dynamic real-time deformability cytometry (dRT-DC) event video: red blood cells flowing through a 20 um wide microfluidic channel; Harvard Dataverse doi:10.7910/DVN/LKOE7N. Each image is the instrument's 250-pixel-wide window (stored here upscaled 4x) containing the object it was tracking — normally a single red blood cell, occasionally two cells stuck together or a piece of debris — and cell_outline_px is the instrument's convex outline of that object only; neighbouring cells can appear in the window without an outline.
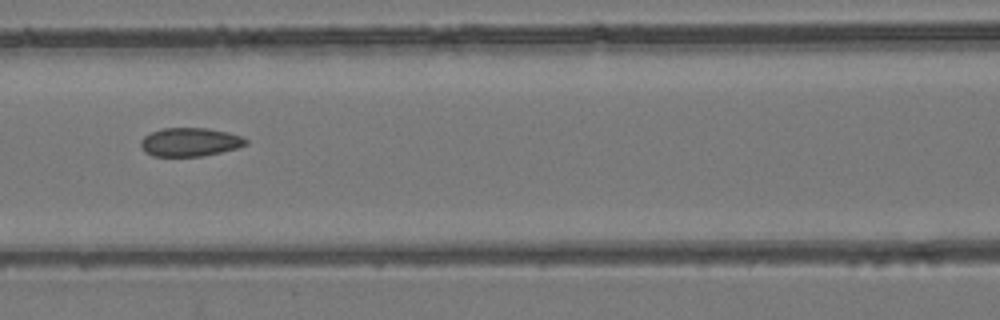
{"species": "common noctule bat (a hibernating species)", "species_latin": "Nyctalus noctula", "temperature_condition": "room temperature", "stored_images_in_passage": 7, "camera_frame_rate_fps": 3000, "um_per_image_px": 0.085, "animal": {"sex": "female", "body_mass_g": 24.6, "forearm_length_mm": 56.2}, "frame": {"image": 1, "passage_image": 7, "time_ms": 7.667, "image_size_px": [1000, 320], "cell_outline_px": [[248, 144], [236, 148], [204, 156], [152, 156], [144, 152], [140, 144], [140, 140], [144, 136], [152, 132], [164, 128], [204, 128], [228, 132], [240, 136], [248, 140]], "centroid_in_image_um": [16.13, 12.08], "position_along_channel_um": 150.5, "area_um2": 17.46}}